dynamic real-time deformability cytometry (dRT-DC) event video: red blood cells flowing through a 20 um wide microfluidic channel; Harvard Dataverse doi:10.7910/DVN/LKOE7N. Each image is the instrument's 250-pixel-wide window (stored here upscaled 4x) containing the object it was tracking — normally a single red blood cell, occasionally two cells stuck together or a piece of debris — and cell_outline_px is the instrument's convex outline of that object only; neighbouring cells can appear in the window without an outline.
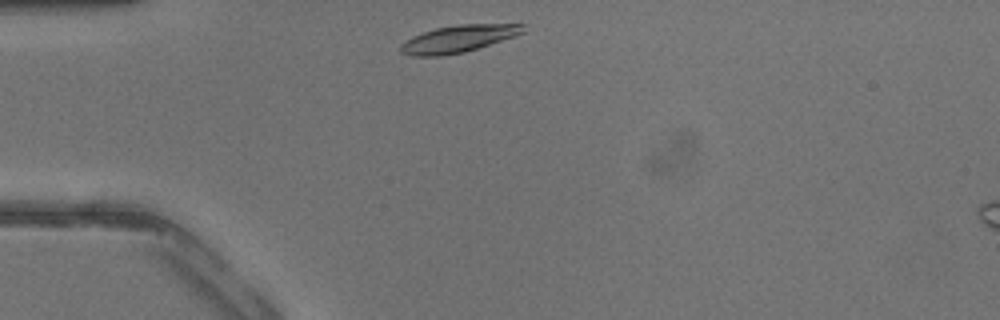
{"species": "common noctule bat (a hibernating species)", "species_latin": "Nyctalus noctula", "temperature_condition": "warm", "stored_images_in_passage": 31, "camera_frame_rate_fps": 3000, "um_per_image_px": 0.085, "animal": {"sex": "male", "body_mass_g": 13.3}, "frame": {"image": 1, "passage_image": 1, "time_ms": 0.0, "image_size_px": [1000, 320], "cell_outline_px": [[524, 32], [516, 36], [464, 52], [440, 56], [412, 56], [400, 52], [400, 44], [404, 40], [412, 36], [436, 28], [456, 24], [524, 24]], "centroid_in_image_um": [38.93, 3.3], "position_along_channel_um": 46.1, "area_um2": 19.36}}
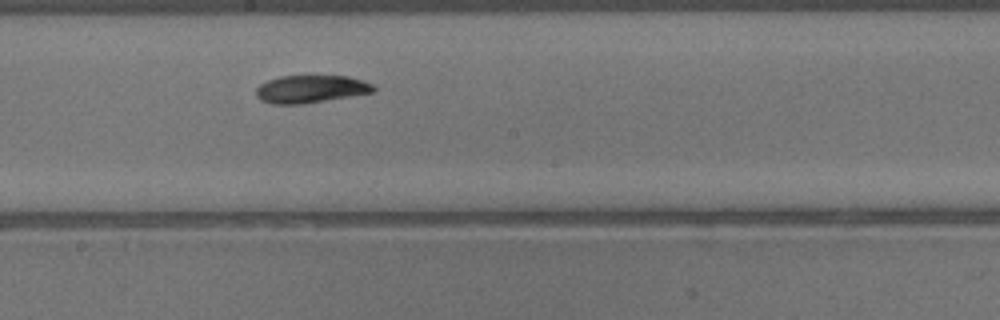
{"frame": {"image": 2, "passage_image": 13, "time_ms": 4.0, "image_size_px": [1000, 320], "cell_outline_px": [[376, 88], [372, 92], [352, 96], [304, 104], [272, 104], [260, 100], [256, 96], [256, 88], [260, 84], [268, 80], [280, 76], [348, 76], [364, 80], [372, 84]], "centroid_in_image_um": [26.4, 7.57], "position_along_channel_um": 221.8, "area_um2": 19.02}}
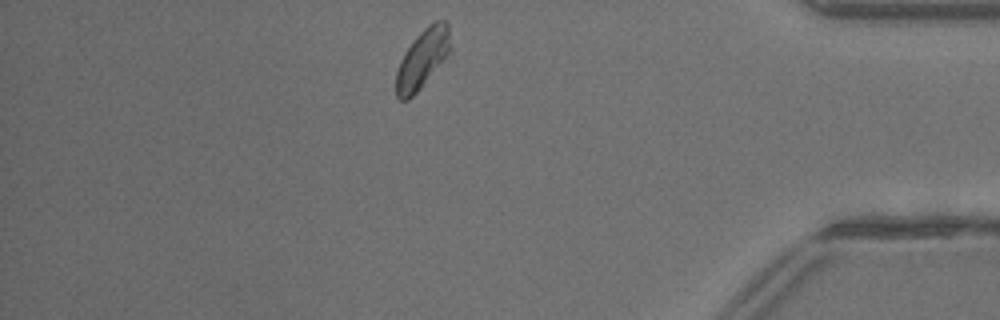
{"frame": {"image": 3, "passage_image": 26, "time_ms": 8.333, "image_size_px": [1000, 320], "cell_outline_px": [[448, 52], [420, 88], [408, 100], [400, 100], [396, 96], [396, 72], [400, 60], [404, 52], [416, 36], [428, 24], [436, 20], [444, 20], [448, 24]], "centroid_in_image_um": [35.83, 4.99], "position_along_channel_um": 399.4, "area_um2": 17.92}}